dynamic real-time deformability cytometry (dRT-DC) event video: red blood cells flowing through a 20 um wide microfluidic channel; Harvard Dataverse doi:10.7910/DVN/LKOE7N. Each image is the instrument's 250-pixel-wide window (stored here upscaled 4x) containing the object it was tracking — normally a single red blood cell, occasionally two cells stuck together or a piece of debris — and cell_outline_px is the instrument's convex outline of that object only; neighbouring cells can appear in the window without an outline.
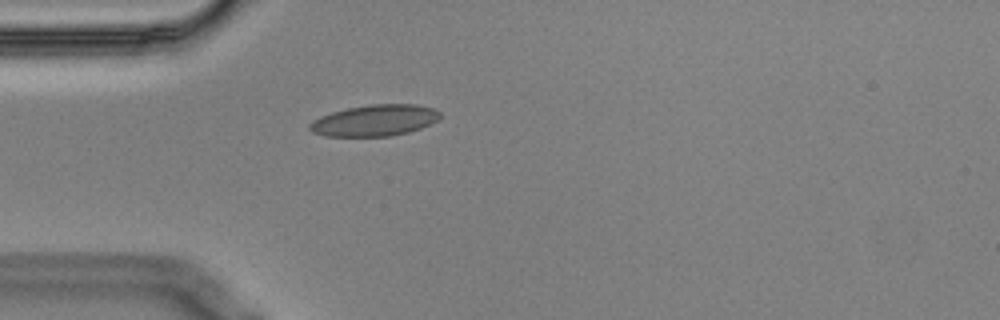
{"species": "Egyptian fruit bat (a non-hibernating species)", "species_latin": "Rousettus aegyptiacus", "temperature_condition": "cold", "stored_images_in_passage": 1, "camera_frame_rate_fps": 3000, "um_per_image_px": 0.085, "animal": {"sex": "male"}, "frame": {"image": 1, "passage_image": 1, "time_ms": 0.0, "image_size_px": [1000, 320], "cell_outline_px": [[440, 116], [436, 120], [420, 128], [408, 132], [392, 136], [324, 136], [312, 132], [308, 128], [308, 124], [312, 120], [320, 116], [332, 112], [348, 108], [368, 104], [416, 104], [436, 108], [440, 112]], "centroid_in_image_um": [31.82, 10.23], "position_along_channel_um": 53.2, "area_um2": 23.87}}